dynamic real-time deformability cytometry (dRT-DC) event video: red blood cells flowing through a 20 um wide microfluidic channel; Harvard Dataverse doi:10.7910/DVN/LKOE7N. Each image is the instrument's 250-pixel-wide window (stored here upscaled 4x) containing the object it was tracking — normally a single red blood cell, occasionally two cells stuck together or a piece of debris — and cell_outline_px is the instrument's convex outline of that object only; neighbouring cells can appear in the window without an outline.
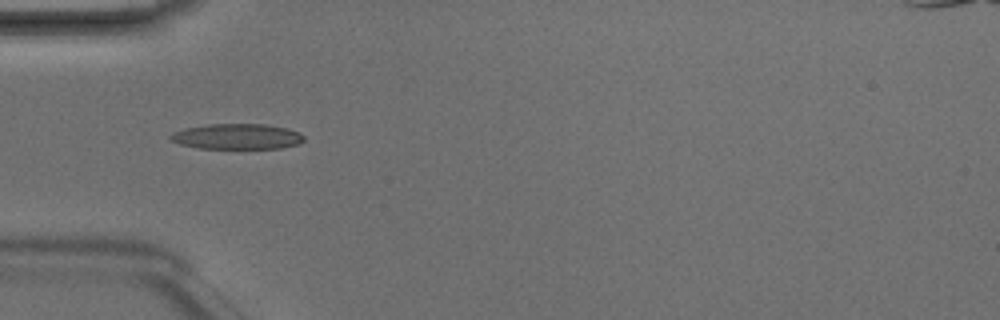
{"species": "Egyptian fruit bat (a non-hibernating species)", "species_latin": "Rousettus aegyptiacus", "temperature_condition": "room temperature", "stored_images_in_passage": 1, "camera_frame_rate_fps": 3000, "um_per_image_px": 0.085, "animal": {"sex": "male"}, "frame": {"image": 1, "passage_image": 1, "time_ms": 0.0, "image_size_px": [1000, 320], "cell_outline_px": [[304, 140], [300, 144], [280, 148], [200, 148], [180, 144], [168, 140], [168, 136], [172, 132], [184, 128], [208, 124], [264, 124], [288, 128], [300, 132], [304, 136]], "centroid_in_image_um": [20.14, 11.6], "position_along_channel_um": 64.9, "area_um2": 20.0}}